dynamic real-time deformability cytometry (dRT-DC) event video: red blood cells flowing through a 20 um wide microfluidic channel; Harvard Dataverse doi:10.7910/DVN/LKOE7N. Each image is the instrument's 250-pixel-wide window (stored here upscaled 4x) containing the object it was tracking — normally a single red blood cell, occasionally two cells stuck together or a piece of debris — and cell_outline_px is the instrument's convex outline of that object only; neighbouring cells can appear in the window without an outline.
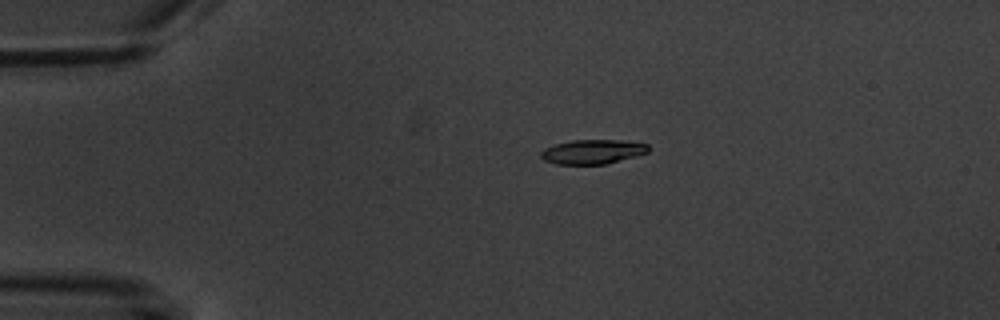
{"species": "common noctule bat (a hibernating species)", "species_latin": "Nyctalus noctula", "temperature_condition": "warm", "stored_images_in_passage": 5, "camera_frame_rate_fps": 3000, "um_per_image_px": 0.085, "animal": {"sex": "male", "body_mass_g": 20.1, "forearm_length_mm": 53.5}, "frame": {"image": 1, "passage_image": 4, "time_ms": 3.333, "image_size_px": [1000, 320], "cell_outline_px": [[648, 152], [636, 156], [604, 164], [556, 164], [544, 160], [540, 156], [540, 152], [544, 148], [556, 144], [572, 140], [620, 140], [648, 144]], "centroid_in_image_um": [50.34, 12.89], "position_along_channel_um": 34.7, "area_um2": 15.14}}